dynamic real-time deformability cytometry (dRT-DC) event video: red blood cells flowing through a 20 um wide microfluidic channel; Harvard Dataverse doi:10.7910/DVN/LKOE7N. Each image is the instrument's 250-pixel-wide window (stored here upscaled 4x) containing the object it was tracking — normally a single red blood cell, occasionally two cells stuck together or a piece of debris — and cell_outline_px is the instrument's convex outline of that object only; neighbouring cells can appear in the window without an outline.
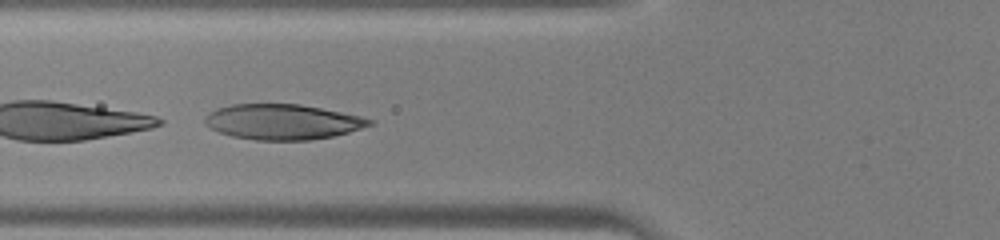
{"species": "human", "species_latin": "Homo sapiens", "temperature_condition": "warm", "stored_images_in_passage": 39, "segment_of_instrument_passage": [2, 2], "camera_frame_rate_fps": 3000, "um_per_image_px": 0.085, "donor": {"sex": "male"}, "frame": {"image": 1, "passage_image": 13, "time_ms": 4.0, "image_size_px": [1000, 240], "cell_outline_px": [[376, 120], [372, 124], [348, 132], [332, 136], [308, 140], [256, 140], [232, 136], [220, 132], [204, 124], [204, 116], [208, 112], [216, 108], [232, 104], [300, 104], [360, 116]], "centroid_in_image_um": [23.97, 10.35], "position_along_channel_um": 101.8, "area_um2": 33.76}}
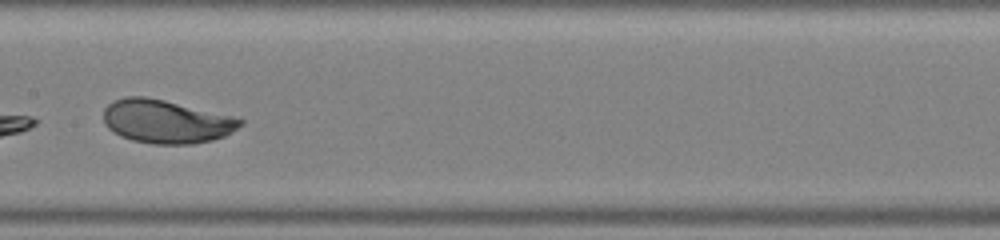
{"frame": {"image": 2, "passage_image": 19, "time_ms": 6.0, "image_size_px": [1000, 240], "cell_outline_px": [[244, 124], [224, 136], [212, 140], [192, 144], [152, 144], [132, 140], [120, 136], [112, 132], [104, 124], [104, 108], [112, 100], [124, 96], [144, 96], [164, 100], [232, 116], [244, 120]], "centroid_in_image_um": [14.08, 10.33], "position_along_channel_um": 193.3, "area_um2": 34.68}}
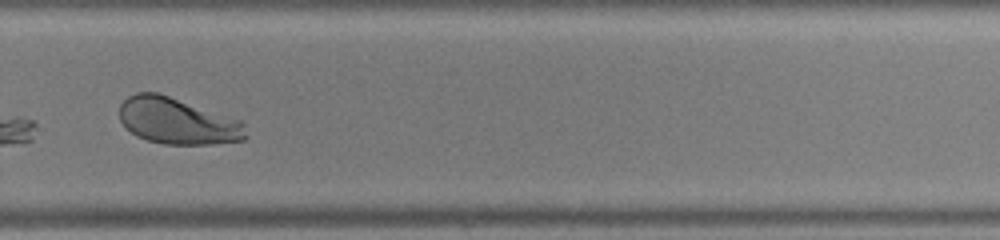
{"frame": {"image": 3, "passage_image": 27, "time_ms": 8.667, "image_size_px": [1000, 240], "cell_outline_px": [[248, 136], [244, 140], [212, 144], [164, 144], [148, 140], [136, 136], [124, 128], [120, 120], [120, 104], [128, 96], [136, 92], [156, 92], [244, 120]], "centroid_in_image_um": [15.11, 10.29], "position_along_channel_um": 314.7, "area_um2": 34.56}}